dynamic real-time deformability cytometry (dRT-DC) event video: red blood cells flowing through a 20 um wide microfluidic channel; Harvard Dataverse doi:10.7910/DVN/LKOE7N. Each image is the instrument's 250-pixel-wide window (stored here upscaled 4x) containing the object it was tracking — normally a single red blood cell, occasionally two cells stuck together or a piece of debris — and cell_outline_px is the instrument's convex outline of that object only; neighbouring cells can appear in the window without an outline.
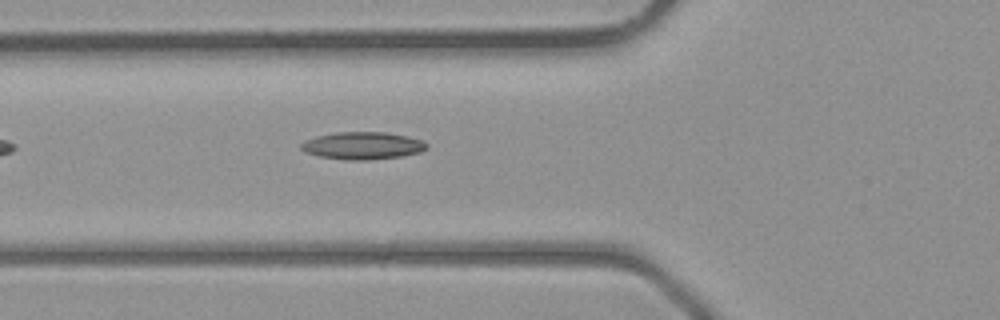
{"species": "common noctule bat (a hibernating species)", "species_latin": "Nyctalus noctula", "temperature_condition": "room temperature", "stored_images_in_passage": 5, "camera_frame_rate_fps": 3000, "um_per_image_px": 0.085, "animal": {"sex": "male", "body_mass_g": 23.1, "forearm_length_mm": 52.7}, "frame": {"image": 1, "passage_image": 5, "time_ms": 4.667, "image_size_px": [1000, 320], "cell_outline_px": [[428, 148], [420, 152], [400, 156], [368, 160], [344, 160], [320, 156], [304, 152], [300, 148], [300, 144], [304, 140], [316, 136], [336, 132], [384, 132], [408, 136], [420, 140], [428, 144]], "centroid_in_image_um": [30.79, 12.38], "position_along_channel_um": 95.0, "area_um2": 20.11}}